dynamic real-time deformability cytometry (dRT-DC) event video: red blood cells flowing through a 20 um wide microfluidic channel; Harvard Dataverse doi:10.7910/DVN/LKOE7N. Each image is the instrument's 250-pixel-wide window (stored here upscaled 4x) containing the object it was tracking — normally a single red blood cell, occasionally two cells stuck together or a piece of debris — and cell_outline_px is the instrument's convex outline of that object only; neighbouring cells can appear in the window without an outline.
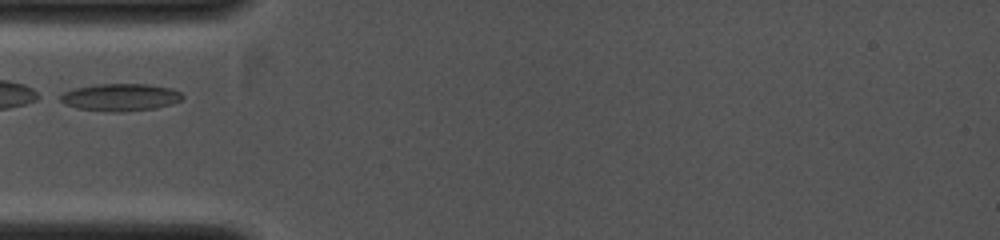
{"species": "common noctule bat (a hibernating species)", "species_latin": "Nyctalus noctula", "temperature_condition": "cold", "stored_images_in_passage": 8, "camera_frame_rate_fps": 4000, "um_per_image_px": 0.085, "animal": {"sex": "female", "body_mass_g": 19.0, "forearm_length_mm": 53.3}, "frame": {"image": 1, "passage_image": 1, "time_ms": 0.0, "image_size_px": [1000, 240], "cell_outline_px": [[184, 96], [180, 100], [172, 104], [156, 108], [120, 112], [112, 112], [76, 108], [64, 104], [56, 96], [64, 92], [76, 88], [100, 84], [148, 84], [172, 88], [180, 92]], "centroid_in_image_um": [10.22, 8.27], "position_along_channel_um": 74.8, "area_um2": 19.54}}